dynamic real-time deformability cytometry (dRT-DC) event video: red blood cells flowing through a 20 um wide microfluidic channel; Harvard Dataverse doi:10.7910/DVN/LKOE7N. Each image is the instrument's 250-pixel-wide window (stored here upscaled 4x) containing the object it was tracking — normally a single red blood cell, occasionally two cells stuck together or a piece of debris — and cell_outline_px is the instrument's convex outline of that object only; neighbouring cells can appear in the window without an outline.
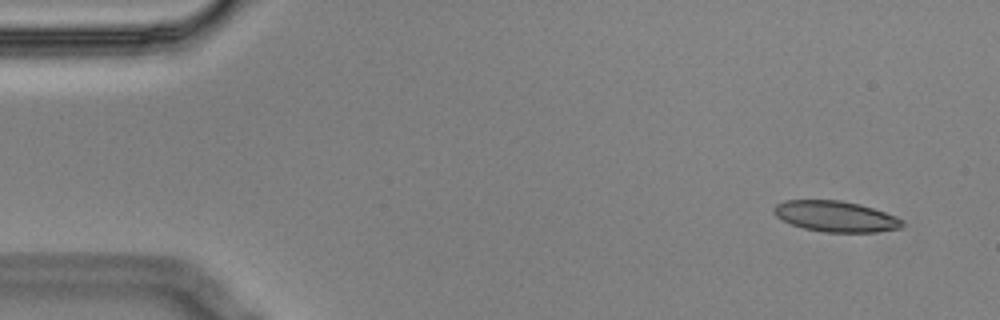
{"species": "Egyptian fruit bat (a non-hibernating species)", "species_latin": "Rousettus aegyptiacus", "temperature_condition": "cold", "stored_images_in_passage": 2, "segment_of_instrument_passage": [2, 2], "camera_frame_rate_fps": 3000, "um_per_image_px": 0.085, "animal": {"sex": "male"}, "frame": {"image": 1, "passage_image": 2, "time_ms": 0.333, "image_size_px": [1000, 320], "cell_outline_px": [[904, 224], [900, 228], [876, 232], [824, 232], [804, 228], [780, 220], [772, 212], [772, 208], [776, 204], [784, 200], [840, 200], [860, 204], [896, 216], [904, 220]], "centroid_in_image_um": [71.0, 18.39], "position_along_channel_um": 14.0, "area_um2": 23.18}}